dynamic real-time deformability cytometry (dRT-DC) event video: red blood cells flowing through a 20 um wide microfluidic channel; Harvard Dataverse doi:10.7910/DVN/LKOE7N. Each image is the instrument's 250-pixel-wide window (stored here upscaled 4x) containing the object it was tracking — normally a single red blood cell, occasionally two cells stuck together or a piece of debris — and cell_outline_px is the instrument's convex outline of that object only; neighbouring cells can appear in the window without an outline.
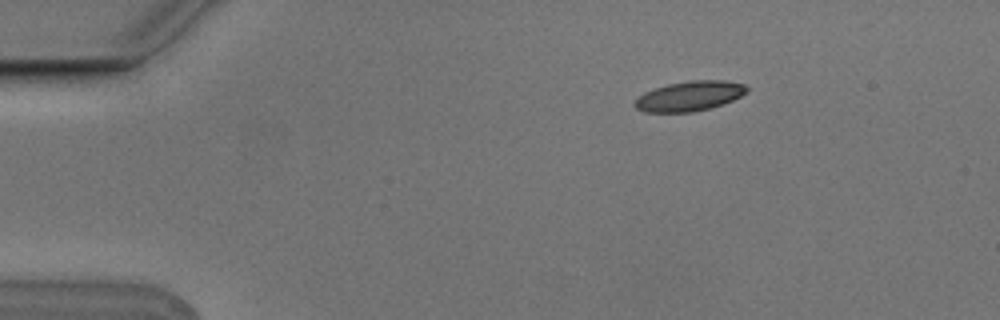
{"species": "Egyptian fruit bat (a non-hibernating species)", "species_latin": "Rousettus aegyptiacus", "temperature_condition": "cold", "stored_images_in_passage": 3, "camera_frame_rate_fps": 3000, "um_per_image_px": 0.085, "animal": {"sex": "male"}, "frame": {"image": 1, "passage_image": 1, "time_ms": 0.0, "image_size_px": [1000, 320], "cell_outline_px": [[748, 92], [732, 100], [712, 108], [692, 112], [644, 112], [636, 108], [632, 104], [644, 92], [668, 84], [692, 80], [724, 80], [744, 84], [748, 88]], "centroid_in_image_um": [58.62, 8.17], "position_along_channel_um": 26.4, "area_um2": 19.48}}